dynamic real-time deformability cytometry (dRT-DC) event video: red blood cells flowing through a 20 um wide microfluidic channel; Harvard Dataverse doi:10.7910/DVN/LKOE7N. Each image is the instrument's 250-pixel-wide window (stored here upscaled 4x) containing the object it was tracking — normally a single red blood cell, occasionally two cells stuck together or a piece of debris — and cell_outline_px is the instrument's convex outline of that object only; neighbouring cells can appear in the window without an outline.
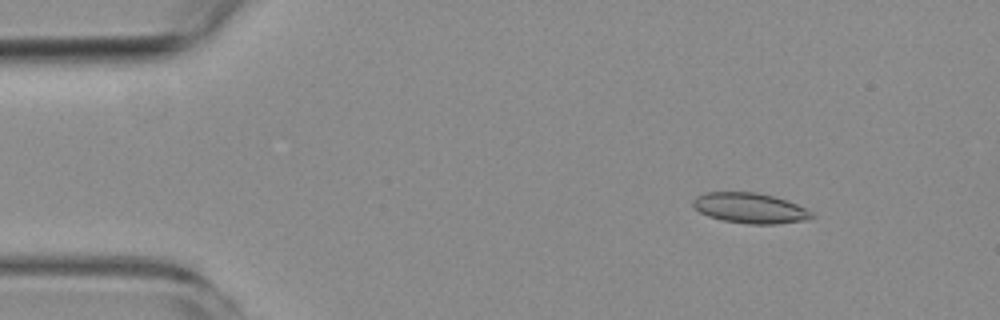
{"species": "common noctule bat (a hibernating species)", "species_latin": "Nyctalus noctula", "temperature_condition": "room temperature", "stored_images_in_passage": 3, "camera_frame_rate_fps": 3000, "um_per_image_px": 0.085, "animal": {"sex": "female", "body_mass_g": 19.3, "forearm_length_mm": 54.1}, "frame": {"image": 1, "passage_image": 1, "time_ms": 0.0, "image_size_px": [1000, 320], "cell_outline_px": [[816, 216], [804, 220], [776, 224], [748, 224], [724, 220], [708, 216], [692, 208], [692, 200], [696, 196], [704, 192], [756, 192], [772, 196], [796, 204], [812, 212]], "centroid_in_image_um": [63.69, 17.68], "position_along_channel_um": 21.3, "area_um2": 20.92}}
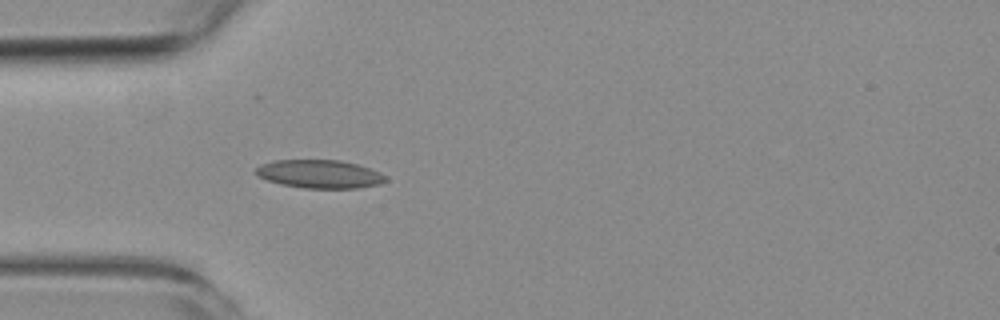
{"frame": {"image": 2, "passage_image": 3, "time_ms": 3.0, "image_size_px": [1000, 320], "cell_outline_px": [[388, 180], [380, 184], [356, 188], [304, 188], [280, 184], [256, 176], [252, 172], [260, 164], [272, 160], [340, 160], [356, 164], [380, 172], [388, 176]], "centroid_in_image_um": [27.14, 14.79], "position_along_channel_um": 57.9, "area_um2": 21.62}}